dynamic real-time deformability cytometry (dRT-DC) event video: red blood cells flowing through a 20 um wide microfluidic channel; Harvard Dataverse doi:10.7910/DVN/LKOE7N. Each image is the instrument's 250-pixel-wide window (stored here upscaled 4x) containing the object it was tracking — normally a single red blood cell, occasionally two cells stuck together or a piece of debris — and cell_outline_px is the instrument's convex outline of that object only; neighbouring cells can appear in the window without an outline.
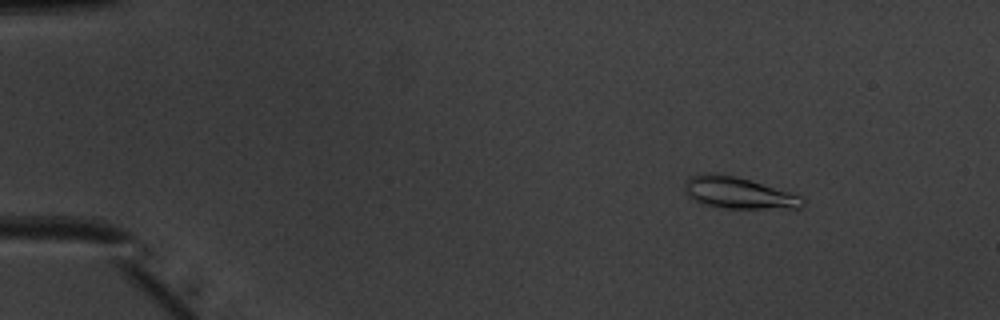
{"species": "common noctule bat (a hibernating species)", "species_latin": "Nyctalus noctula", "temperature_condition": "warm", "stored_images_in_passage": 49, "camera_frame_rate_fps": 3000, "um_per_image_px": 0.085, "animal": {"sex": "male", "body_mass_g": 20.1, "forearm_length_mm": 53.5}, "frame": {"image": 1, "passage_image": 5, "time_ms": 1.333, "image_size_px": [1000, 320], "cell_outline_px": [[804, 204], [800, 208], [724, 208], [704, 204], [688, 196], [684, 192], [684, 184], [688, 176], [704, 172], [712, 172], [736, 176], [804, 196]], "centroid_in_image_um": [62.74, 16.37], "position_along_channel_um": 22.3, "area_um2": 21.85}}
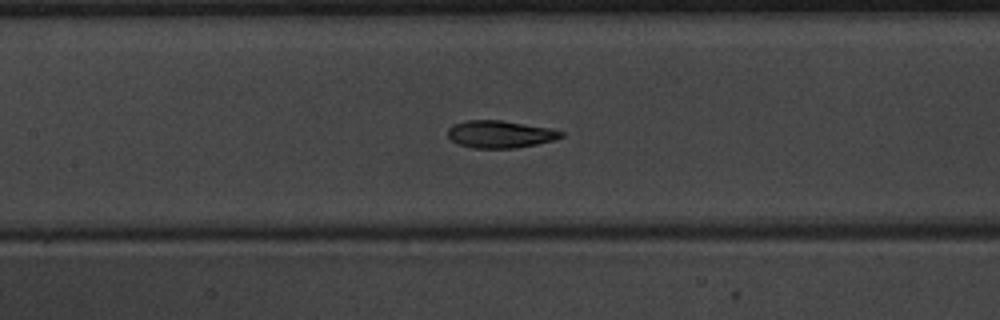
{"frame": {"image": 2, "passage_image": 23, "time_ms": 7.333, "image_size_px": [1000, 320], "cell_outline_px": [[564, 136], [552, 140], [536, 144], [516, 148], [472, 148], [460, 144], [452, 140], [448, 136], [448, 128], [452, 124], [468, 120], [500, 120], [552, 128], [564, 132]], "centroid_in_image_um": [42.51, 11.4], "position_along_channel_um": 164.9, "area_um2": 18.03}}
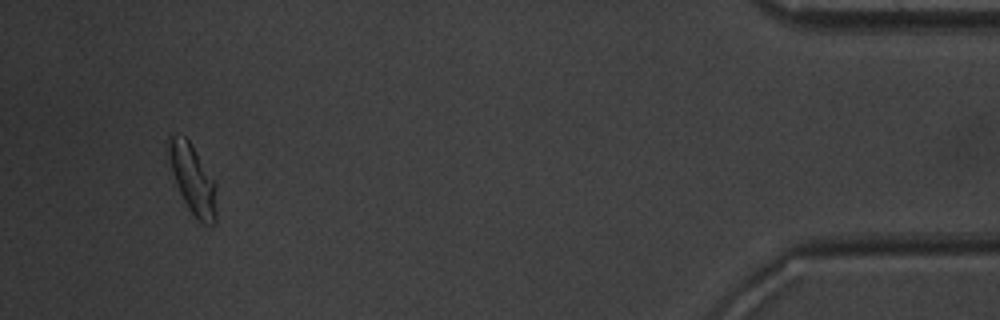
{"frame": {"image": 3, "passage_image": 47, "time_ms": 15.333, "image_size_px": [1000, 320], "cell_outline_px": [[216, 224], [200, 224], [196, 220], [188, 208], [180, 192], [172, 172], [164, 148], [168, 136], [184, 136], [188, 140], [216, 184]], "centroid_in_image_um": [16.35, 15.26], "position_along_channel_um": 418.9, "area_um2": 19.42}, "authors_computed_cell_mechanics": {"area_um2": 18.6694, "velocity_mm_per_s": 3.9854, "shape_relaxation_time_tau1_ms": 3.2903, "shape_relaxation_time_tau2_ms": 1.5694, "deformation_change_tau1": 0.1372, "deformation_change_tau2": 0.0617}}